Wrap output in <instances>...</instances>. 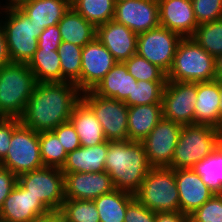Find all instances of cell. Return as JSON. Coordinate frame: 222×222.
Listing matches in <instances>:
<instances>
[{"instance_id":"6da1fadb","label":"cell","mask_w":222,"mask_h":222,"mask_svg":"<svg viewBox=\"0 0 222 222\" xmlns=\"http://www.w3.org/2000/svg\"><path fill=\"white\" fill-rule=\"evenodd\" d=\"M81 95L73 82H37L20 123L38 133L52 131L69 121Z\"/></svg>"},{"instance_id":"7a4b0ae2","label":"cell","mask_w":222,"mask_h":222,"mask_svg":"<svg viewBox=\"0 0 222 222\" xmlns=\"http://www.w3.org/2000/svg\"><path fill=\"white\" fill-rule=\"evenodd\" d=\"M151 168L142 142L108 141L105 171L116 190L135 194Z\"/></svg>"},{"instance_id":"3957f363","label":"cell","mask_w":222,"mask_h":222,"mask_svg":"<svg viewBox=\"0 0 222 222\" xmlns=\"http://www.w3.org/2000/svg\"><path fill=\"white\" fill-rule=\"evenodd\" d=\"M37 80L26 63L10 62L0 68V117L20 118Z\"/></svg>"},{"instance_id":"277c9868","label":"cell","mask_w":222,"mask_h":222,"mask_svg":"<svg viewBox=\"0 0 222 222\" xmlns=\"http://www.w3.org/2000/svg\"><path fill=\"white\" fill-rule=\"evenodd\" d=\"M167 81L209 82L216 79L215 57L206 52L192 37L182 38L177 45Z\"/></svg>"},{"instance_id":"5b68a950","label":"cell","mask_w":222,"mask_h":222,"mask_svg":"<svg viewBox=\"0 0 222 222\" xmlns=\"http://www.w3.org/2000/svg\"><path fill=\"white\" fill-rule=\"evenodd\" d=\"M3 26L11 62L28 64L38 49V38L43 32L20 8L3 9Z\"/></svg>"},{"instance_id":"8992f818","label":"cell","mask_w":222,"mask_h":222,"mask_svg":"<svg viewBox=\"0 0 222 222\" xmlns=\"http://www.w3.org/2000/svg\"><path fill=\"white\" fill-rule=\"evenodd\" d=\"M134 196L142 205L156 213L180 211L175 169L152 167Z\"/></svg>"},{"instance_id":"52a82bcc","label":"cell","mask_w":222,"mask_h":222,"mask_svg":"<svg viewBox=\"0 0 222 222\" xmlns=\"http://www.w3.org/2000/svg\"><path fill=\"white\" fill-rule=\"evenodd\" d=\"M217 146L216 128L209 125H183L174 149L172 169L192 168Z\"/></svg>"},{"instance_id":"ba28073f","label":"cell","mask_w":222,"mask_h":222,"mask_svg":"<svg viewBox=\"0 0 222 222\" xmlns=\"http://www.w3.org/2000/svg\"><path fill=\"white\" fill-rule=\"evenodd\" d=\"M81 100L100 122L107 141H128V106L124 101L97 95L93 90L82 92Z\"/></svg>"},{"instance_id":"9c48e42d","label":"cell","mask_w":222,"mask_h":222,"mask_svg":"<svg viewBox=\"0 0 222 222\" xmlns=\"http://www.w3.org/2000/svg\"><path fill=\"white\" fill-rule=\"evenodd\" d=\"M0 165L17 176L44 167L39 133L20 124L13 131L7 155Z\"/></svg>"},{"instance_id":"30bf717a","label":"cell","mask_w":222,"mask_h":222,"mask_svg":"<svg viewBox=\"0 0 222 222\" xmlns=\"http://www.w3.org/2000/svg\"><path fill=\"white\" fill-rule=\"evenodd\" d=\"M50 211H60L65 200L64 175L61 168L44 166L21 174L17 182Z\"/></svg>"},{"instance_id":"8fae6325","label":"cell","mask_w":222,"mask_h":222,"mask_svg":"<svg viewBox=\"0 0 222 222\" xmlns=\"http://www.w3.org/2000/svg\"><path fill=\"white\" fill-rule=\"evenodd\" d=\"M181 39L178 33L159 26L138 34L136 53L167 74Z\"/></svg>"},{"instance_id":"7c38bea8","label":"cell","mask_w":222,"mask_h":222,"mask_svg":"<svg viewBox=\"0 0 222 222\" xmlns=\"http://www.w3.org/2000/svg\"><path fill=\"white\" fill-rule=\"evenodd\" d=\"M197 82L167 81L162 93L163 117L183 125L195 124Z\"/></svg>"},{"instance_id":"4fadbf2b","label":"cell","mask_w":222,"mask_h":222,"mask_svg":"<svg viewBox=\"0 0 222 222\" xmlns=\"http://www.w3.org/2000/svg\"><path fill=\"white\" fill-rule=\"evenodd\" d=\"M182 125L162 118L141 142L151 167H169Z\"/></svg>"},{"instance_id":"5bb4252c","label":"cell","mask_w":222,"mask_h":222,"mask_svg":"<svg viewBox=\"0 0 222 222\" xmlns=\"http://www.w3.org/2000/svg\"><path fill=\"white\" fill-rule=\"evenodd\" d=\"M113 20L137 35L155 29L160 26L158 0L115 1Z\"/></svg>"},{"instance_id":"9a60e30c","label":"cell","mask_w":222,"mask_h":222,"mask_svg":"<svg viewBox=\"0 0 222 222\" xmlns=\"http://www.w3.org/2000/svg\"><path fill=\"white\" fill-rule=\"evenodd\" d=\"M116 63L113 55L95 37L82 49L80 90H93Z\"/></svg>"},{"instance_id":"2e32d148","label":"cell","mask_w":222,"mask_h":222,"mask_svg":"<svg viewBox=\"0 0 222 222\" xmlns=\"http://www.w3.org/2000/svg\"><path fill=\"white\" fill-rule=\"evenodd\" d=\"M65 199L94 200L115 190L110 175L104 172L63 173Z\"/></svg>"},{"instance_id":"e0dca14e","label":"cell","mask_w":222,"mask_h":222,"mask_svg":"<svg viewBox=\"0 0 222 222\" xmlns=\"http://www.w3.org/2000/svg\"><path fill=\"white\" fill-rule=\"evenodd\" d=\"M49 212L39 199L17 183L0 209V222H32Z\"/></svg>"},{"instance_id":"ac0fdd59","label":"cell","mask_w":222,"mask_h":222,"mask_svg":"<svg viewBox=\"0 0 222 222\" xmlns=\"http://www.w3.org/2000/svg\"><path fill=\"white\" fill-rule=\"evenodd\" d=\"M159 24L178 33L182 38L192 37L198 27L191 0H158Z\"/></svg>"},{"instance_id":"d6986e66","label":"cell","mask_w":222,"mask_h":222,"mask_svg":"<svg viewBox=\"0 0 222 222\" xmlns=\"http://www.w3.org/2000/svg\"><path fill=\"white\" fill-rule=\"evenodd\" d=\"M96 38L117 62H124L136 53L138 35L115 20L97 26Z\"/></svg>"},{"instance_id":"ffe728a7","label":"cell","mask_w":222,"mask_h":222,"mask_svg":"<svg viewBox=\"0 0 222 222\" xmlns=\"http://www.w3.org/2000/svg\"><path fill=\"white\" fill-rule=\"evenodd\" d=\"M175 179L182 213L190 215L214 195L191 168L175 169Z\"/></svg>"},{"instance_id":"44dd1931","label":"cell","mask_w":222,"mask_h":222,"mask_svg":"<svg viewBox=\"0 0 222 222\" xmlns=\"http://www.w3.org/2000/svg\"><path fill=\"white\" fill-rule=\"evenodd\" d=\"M108 141L95 146H81L68 152L66 162L61 168L63 173L104 172Z\"/></svg>"},{"instance_id":"7402d4cb","label":"cell","mask_w":222,"mask_h":222,"mask_svg":"<svg viewBox=\"0 0 222 222\" xmlns=\"http://www.w3.org/2000/svg\"><path fill=\"white\" fill-rule=\"evenodd\" d=\"M219 85L218 79L197 82L196 103L194 105L195 124L219 128Z\"/></svg>"},{"instance_id":"603a6c76","label":"cell","mask_w":222,"mask_h":222,"mask_svg":"<svg viewBox=\"0 0 222 222\" xmlns=\"http://www.w3.org/2000/svg\"><path fill=\"white\" fill-rule=\"evenodd\" d=\"M137 80L128 72L124 62H117L93 91L102 97L124 101L132 95Z\"/></svg>"},{"instance_id":"cb8c5ba5","label":"cell","mask_w":222,"mask_h":222,"mask_svg":"<svg viewBox=\"0 0 222 222\" xmlns=\"http://www.w3.org/2000/svg\"><path fill=\"white\" fill-rule=\"evenodd\" d=\"M69 121L80 138L81 146L91 147L107 141L100 122L82 100L75 106Z\"/></svg>"},{"instance_id":"d4e9b609","label":"cell","mask_w":222,"mask_h":222,"mask_svg":"<svg viewBox=\"0 0 222 222\" xmlns=\"http://www.w3.org/2000/svg\"><path fill=\"white\" fill-rule=\"evenodd\" d=\"M71 7V0H31L20 9L42 30L55 26Z\"/></svg>"},{"instance_id":"484cf974","label":"cell","mask_w":222,"mask_h":222,"mask_svg":"<svg viewBox=\"0 0 222 222\" xmlns=\"http://www.w3.org/2000/svg\"><path fill=\"white\" fill-rule=\"evenodd\" d=\"M162 118V104L128 107L129 140L141 142Z\"/></svg>"},{"instance_id":"4316f807","label":"cell","mask_w":222,"mask_h":222,"mask_svg":"<svg viewBox=\"0 0 222 222\" xmlns=\"http://www.w3.org/2000/svg\"><path fill=\"white\" fill-rule=\"evenodd\" d=\"M62 41L84 47L96 37V27L77 13L72 7L58 22Z\"/></svg>"},{"instance_id":"83f0119b","label":"cell","mask_w":222,"mask_h":222,"mask_svg":"<svg viewBox=\"0 0 222 222\" xmlns=\"http://www.w3.org/2000/svg\"><path fill=\"white\" fill-rule=\"evenodd\" d=\"M134 198V194L115 189L94 199L100 222H124L127 206Z\"/></svg>"},{"instance_id":"f1b7e54d","label":"cell","mask_w":222,"mask_h":222,"mask_svg":"<svg viewBox=\"0 0 222 222\" xmlns=\"http://www.w3.org/2000/svg\"><path fill=\"white\" fill-rule=\"evenodd\" d=\"M60 63L57 50L37 49L28 66L37 82H62Z\"/></svg>"},{"instance_id":"f546056e","label":"cell","mask_w":222,"mask_h":222,"mask_svg":"<svg viewBox=\"0 0 222 222\" xmlns=\"http://www.w3.org/2000/svg\"><path fill=\"white\" fill-rule=\"evenodd\" d=\"M71 7L97 27L113 20L115 0H71Z\"/></svg>"},{"instance_id":"4dcf8cb0","label":"cell","mask_w":222,"mask_h":222,"mask_svg":"<svg viewBox=\"0 0 222 222\" xmlns=\"http://www.w3.org/2000/svg\"><path fill=\"white\" fill-rule=\"evenodd\" d=\"M191 169L202 178L214 194L222 191V152L217 147Z\"/></svg>"},{"instance_id":"1f68e13d","label":"cell","mask_w":222,"mask_h":222,"mask_svg":"<svg viewBox=\"0 0 222 222\" xmlns=\"http://www.w3.org/2000/svg\"><path fill=\"white\" fill-rule=\"evenodd\" d=\"M83 47L62 41L57 49L62 82H73L80 89L81 54Z\"/></svg>"},{"instance_id":"d6a6232c","label":"cell","mask_w":222,"mask_h":222,"mask_svg":"<svg viewBox=\"0 0 222 222\" xmlns=\"http://www.w3.org/2000/svg\"><path fill=\"white\" fill-rule=\"evenodd\" d=\"M192 38L215 58L222 54V19L199 24Z\"/></svg>"},{"instance_id":"836d02e7","label":"cell","mask_w":222,"mask_h":222,"mask_svg":"<svg viewBox=\"0 0 222 222\" xmlns=\"http://www.w3.org/2000/svg\"><path fill=\"white\" fill-rule=\"evenodd\" d=\"M167 81H137L134 82L132 95L124 103L128 106L162 104V93Z\"/></svg>"},{"instance_id":"e575fe53","label":"cell","mask_w":222,"mask_h":222,"mask_svg":"<svg viewBox=\"0 0 222 222\" xmlns=\"http://www.w3.org/2000/svg\"><path fill=\"white\" fill-rule=\"evenodd\" d=\"M60 213L64 222H100L93 200L65 199Z\"/></svg>"},{"instance_id":"d590c367","label":"cell","mask_w":222,"mask_h":222,"mask_svg":"<svg viewBox=\"0 0 222 222\" xmlns=\"http://www.w3.org/2000/svg\"><path fill=\"white\" fill-rule=\"evenodd\" d=\"M41 158L44 166L62 168L67 152L52 131L39 132Z\"/></svg>"},{"instance_id":"8d00e7d4","label":"cell","mask_w":222,"mask_h":222,"mask_svg":"<svg viewBox=\"0 0 222 222\" xmlns=\"http://www.w3.org/2000/svg\"><path fill=\"white\" fill-rule=\"evenodd\" d=\"M124 64L137 81H167L166 73L162 69L137 53L125 60Z\"/></svg>"},{"instance_id":"74e56055","label":"cell","mask_w":222,"mask_h":222,"mask_svg":"<svg viewBox=\"0 0 222 222\" xmlns=\"http://www.w3.org/2000/svg\"><path fill=\"white\" fill-rule=\"evenodd\" d=\"M189 217L194 222H222V198L214 194Z\"/></svg>"},{"instance_id":"f35d334b","label":"cell","mask_w":222,"mask_h":222,"mask_svg":"<svg viewBox=\"0 0 222 222\" xmlns=\"http://www.w3.org/2000/svg\"><path fill=\"white\" fill-rule=\"evenodd\" d=\"M198 25L222 19V0H191Z\"/></svg>"},{"instance_id":"ab89813d","label":"cell","mask_w":222,"mask_h":222,"mask_svg":"<svg viewBox=\"0 0 222 222\" xmlns=\"http://www.w3.org/2000/svg\"><path fill=\"white\" fill-rule=\"evenodd\" d=\"M52 132L58 137L67 153L81 147L80 138L70 121L60 124Z\"/></svg>"},{"instance_id":"60d3db41","label":"cell","mask_w":222,"mask_h":222,"mask_svg":"<svg viewBox=\"0 0 222 222\" xmlns=\"http://www.w3.org/2000/svg\"><path fill=\"white\" fill-rule=\"evenodd\" d=\"M156 212L134 198L127 206L124 222H155Z\"/></svg>"},{"instance_id":"b9f144b4","label":"cell","mask_w":222,"mask_h":222,"mask_svg":"<svg viewBox=\"0 0 222 222\" xmlns=\"http://www.w3.org/2000/svg\"><path fill=\"white\" fill-rule=\"evenodd\" d=\"M20 124L19 118L0 117V162L6 157L13 131Z\"/></svg>"},{"instance_id":"7bdbcfd3","label":"cell","mask_w":222,"mask_h":222,"mask_svg":"<svg viewBox=\"0 0 222 222\" xmlns=\"http://www.w3.org/2000/svg\"><path fill=\"white\" fill-rule=\"evenodd\" d=\"M62 42L58 25L49 26L43 30L38 38V49H51L56 51Z\"/></svg>"},{"instance_id":"ee69618b","label":"cell","mask_w":222,"mask_h":222,"mask_svg":"<svg viewBox=\"0 0 222 222\" xmlns=\"http://www.w3.org/2000/svg\"><path fill=\"white\" fill-rule=\"evenodd\" d=\"M18 182V176L0 165V209Z\"/></svg>"},{"instance_id":"f6af8a7d","label":"cell","mask_w":222,"mask_h":222,"mask_svg":"<svg viewBox=\"0 0 222 222\" xmlns=\"http://www.w3.org/2000/svg\"><path fill=\"white\" fill-rule=\"evenodd\" d=\"M188 214L178 212H158L156 213L155 222H187Z\"/></svg>"},{"instance_id":"bcb514c9","label":"cell","mask_w":222,"mask_h":222,"mask_svg":"<svg viewBox=\"0 0 222 222\" xmlns=\"http://www.w3.org/2000/svg\"><path fill=\"white\" fill-rule=\"evenodd\" d=\"M11 62L3 26L0 22V68Z\"/></svg>"},{"instance_id":"7dc6e473","label":"cell","mask_w":222,"mask_h":222,"mask_svg":"<svg viewBox=\"0 0 222 222\" xmlns=\"http://www.w3.org/2000/svg\"><path fill=\"white\" fill-rule=\"evenodd\" d=\"M32 222H64L60 211H51L43 216L36 217Z\"/></svg>"},{"instance_id":"c3c4849f","label":"cell","mask_w":222,"mask_h":222,"mask_svg":"<svg viewBox=\"0 0 222 222\" xmlns=\"http://www.w3.org/2000/svg\"><path fill=\"white\" fill-rule=\"evenodd\" d=\"M1 5L3 9H11V8H20L23 4L31 1V0H1ZM5 4H4V3Z\"/></svg>"},{"instance_id":"681fc988","label":"cell","mask_w":222,"mask_h":222,"mask_svg":"<svg viewBox=\"0 0 222 222\" xmlns=\"http://www.w3.org/2000/svg\"><path fill=\"white\" fill-rule=\"evenodd\" d=\"M215 75L216 79H222V54L215 58Z\"/></svg>"},{"instance_id":"f907efd6","label":"cell","mask_w":222,"mask_h":222,"mask_svg":"<svg viewBox=\"0 0 222 222\" xmlns=\"http://www.w3.org/2000/svg\"><path fill=\"white\" fill-rule=\"evenodd\" d=\"M219 85V94H220V102H219V127L222 125V79H218Z\"/></svg>"},{"instance_id":"816d5d0a","label":"cell","mask_w":222,"mask_h":222,"mask_svg":"<svg viewBox=\"0 0 222 222\" xmlns=\"http://www.w3.org/2000/svg\"><path fill=\"white\" fill-rule=\"evenodd\" d=\"M217 131V148L222 152V125L216 128Z\"/></svg>"},{"instance_id":"f5cc1de1","label":"cell","mask_w":222,"mask_h":222,"mask_svg":"<svg viewBox=\"0 0 222 222\" xmlns=\"http://www.w3.org/2000/svg\"><path fill=\"white\" fill-rule=\"evenodd\" d=\"M2 12H3V7H2L1 1H0V19H1Z\"/></svg>"},{"instance_id":"db71d44e","label":"cell","mask_w":222,"mask_h":222,"mask_svg":"<svg viewBox=\"0 0 222 222\" xmlns=\"http://www.w3.org/2000/svg\"><path fill=\"white\" fill-rule=\"evenodd\" d=\"M187 222H194V221H192V220L190 219V217H189L188 220H187Z\"/></svg>"}]
</instances>
